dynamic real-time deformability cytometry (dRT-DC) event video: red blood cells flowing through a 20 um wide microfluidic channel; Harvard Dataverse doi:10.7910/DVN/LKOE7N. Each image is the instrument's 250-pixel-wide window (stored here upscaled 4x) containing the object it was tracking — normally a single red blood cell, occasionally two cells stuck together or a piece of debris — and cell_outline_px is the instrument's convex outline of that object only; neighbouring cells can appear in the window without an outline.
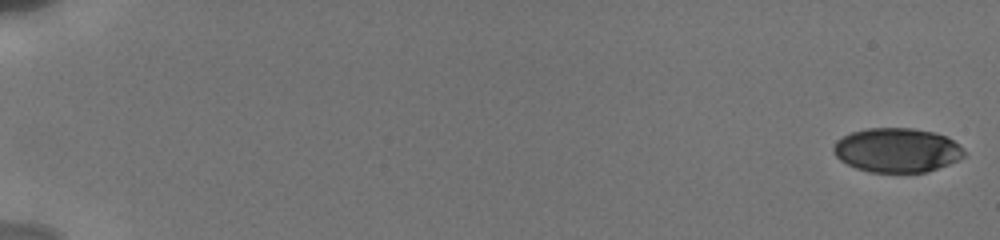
{"species": "human", "species_latin": "Homo sapiens", "temperature_condition": "cold", "stored_images_in_passage": 10, "camera_frame_rate_fps": 3000, "um_per_image_px": 0.085, "donor": {"sex": "male"}, "frame": {"image": 1, "passage_image": 1, "time_ms": 0.0, "image_size_px": [1000, 240], "cell_outline_px": [[964, 156], [948, 164], [928, 172], [868, 172], [856, 168], [840, 160], [832, 152], [832, 148], [836, 140], [852, 132], [868, 128], [912, 128], [936, 132], [948, 136], [960, 144], [964, 152]], "centroid_in_image_um": [76.24, 12.76], "position_along_channel_um": 8.8, "area_um2": 33.87}}
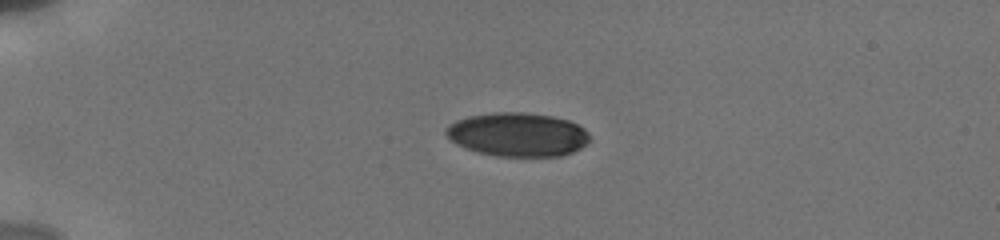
{"frame": {"image": 2, "passage_image": 7, "time_ms": 4.667, "image_size_px": [1000, 240], "cell_outline_px": [[592, 140], [580, 148], [572, 152], [560, 156], [496, 156], [476, 152], [456, 144], [444, 132], [444, 128], [448, 124], [456, 120], [468, 116], [496, 112], [524, 112], [552, 116], [568, 120], [584, 128], [588, 132]], "centroid_in_image_um": [44.0, 11.43], "position_along_channel_um": 41.0, "area_um2": 36.88}}
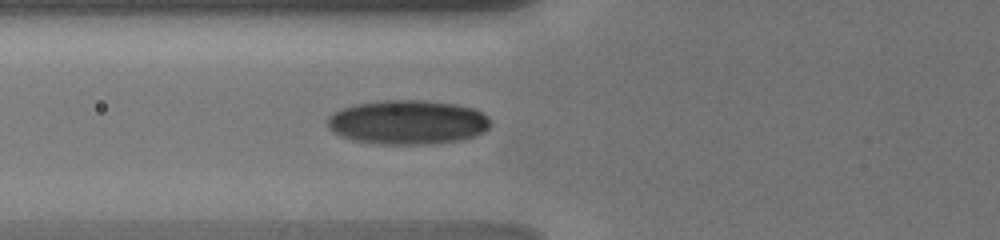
{"frame": {"image": 3, "passage_image": 10, "time_ms": 7.333, "image_size_px": [1000, 240], "cell_outline_px": [[492, 124], [484, 132], [476, 136], [464, 140], [428, 144], [380, 144], [352, 140], [340, 136], [332, 132], [328, 128], [328, 116], [332, 112], [356, 104], [380, 100], [424, 100], [456, 104], [472, 108], [488, 116]], "centroid_in_image_um": [34.66, 10.39], "position_along_channel_um": 91.1, "area_um2": 42.43}}